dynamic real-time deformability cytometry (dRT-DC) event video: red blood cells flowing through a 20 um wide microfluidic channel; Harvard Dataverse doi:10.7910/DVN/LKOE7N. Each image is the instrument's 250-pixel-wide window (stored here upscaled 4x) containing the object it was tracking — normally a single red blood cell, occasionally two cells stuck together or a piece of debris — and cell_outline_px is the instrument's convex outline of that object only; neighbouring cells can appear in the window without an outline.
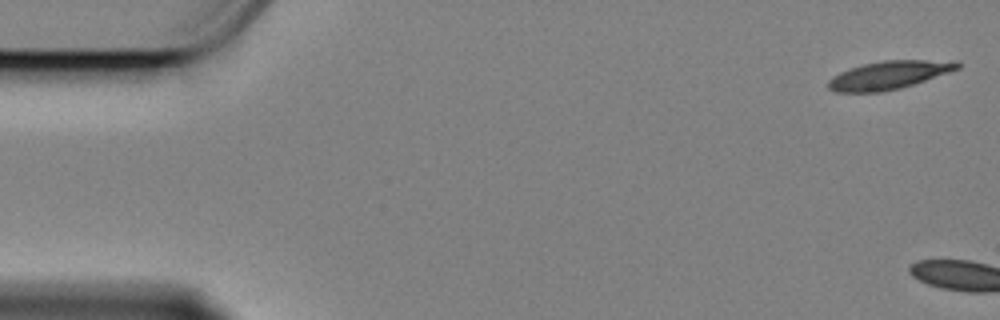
{"species": "Egyptian fruit bat (a non-hibernating species)", "species_latin": "Rousettus aegyptiacus", "temperature_condition": "cold", "stored_images_in_passage": 4, "camera_frame_rate_fps": 3000, "um_per_image_px": 0.085, "animal": {"sex": "female"}, "frame": {"image": 1, "passage_image": 1, "time_ms": 0.0, "image_size_px": [1000, 320], "cell_outline_px": [[960, 68], [900, 88], [880, 92], [836, 92], [828, 88], [828, 80], [832, 76], [840, 72], [864, 64], [880, 60], [956, 60], [960, 64]], "centroid_in_image_um": [75.54, 6.37], "position_along_channel_um": 9.5, "area_um2": 21.04}}